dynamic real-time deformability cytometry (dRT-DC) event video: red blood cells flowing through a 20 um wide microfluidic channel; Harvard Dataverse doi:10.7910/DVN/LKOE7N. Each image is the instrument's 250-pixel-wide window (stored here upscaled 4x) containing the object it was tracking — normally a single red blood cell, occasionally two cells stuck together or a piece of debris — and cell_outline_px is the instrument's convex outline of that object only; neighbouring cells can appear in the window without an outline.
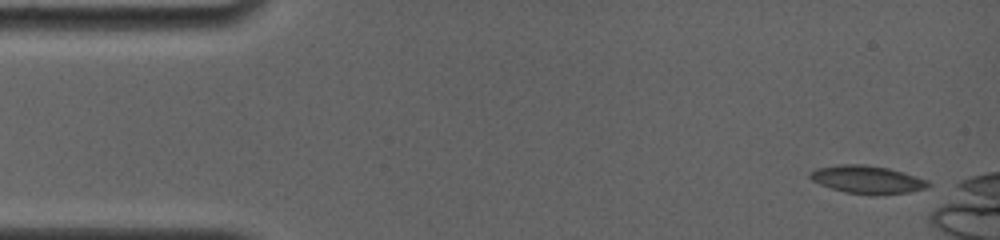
{"species": "common noctule bat (a hibernating species)", "species_latin": "Nyctalus noctula", "temperature_condition": "room temperature", "stored_images_in_passage": 15, "camera_frame_rate_fps": 4000, "um_per_image_px": 0.085, "animal": {"sex": "female", "body_mass_g": 19.0, "forearm_length_mm": 56.7}, "frame": {"image": 1, "passage_image": 1, "time_ms": 0.0, "image_size_px": [1000, 240], "cell_outline_px": [[932, 184], [928, 188], [908, 192], [876, 196], [872, 196], [844, 192], [820, 184], [812, 180], [808, 176], [808, 172], [816, 168], [840, 164], [864, 164], [888, 168], [904, 172], [928, 180]], "centroid_in_image_um": [73.73, 15.27], "position_along_channel_um": 11.3, "area_um2": 19.59}}
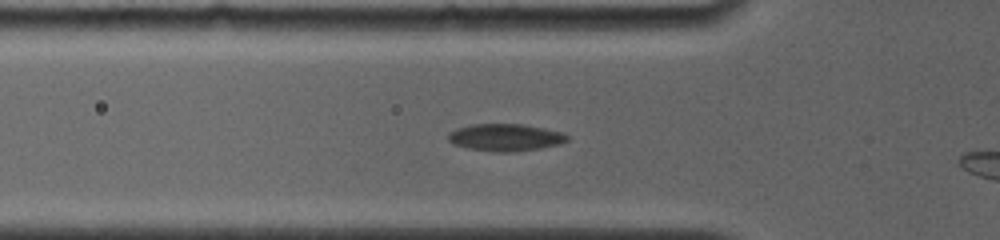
{"frame": {"image": 2, "passage_image": 12, "time_ms": 4.75, "image_size_px": [1000, 240], "cell_outline_px": [[568, 140], [560, 144], [540, 148], [512, 152], [496, 152], [468, 148], [452, 144], [448, 140], [448, 132], [456, 128], [472, 124], [524, 124], [564, 132], [568, 136]], "centroid_in_image_um": [42.95, 11.67], "position_along_channel_um": 82.9, "area_um2": 19.02}}